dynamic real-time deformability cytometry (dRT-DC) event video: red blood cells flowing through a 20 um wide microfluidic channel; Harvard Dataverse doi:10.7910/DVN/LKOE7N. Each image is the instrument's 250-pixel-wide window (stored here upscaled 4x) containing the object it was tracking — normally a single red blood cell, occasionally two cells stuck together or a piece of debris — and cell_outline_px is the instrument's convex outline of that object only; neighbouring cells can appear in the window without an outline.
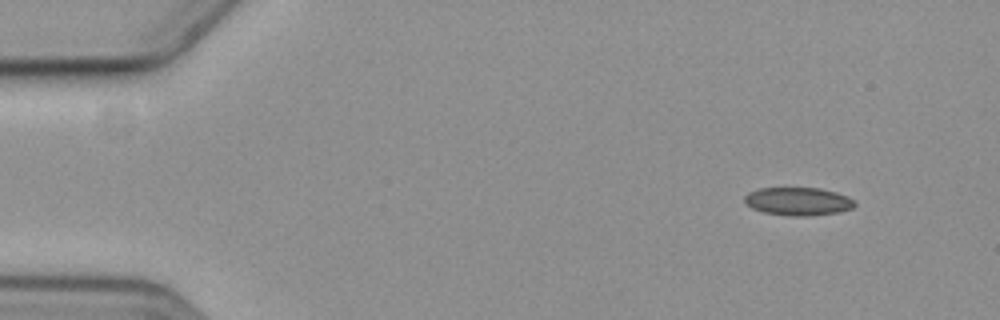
{"species": "common noctule bat (a hibernating species)", "species_latin": "Nyctalus noctula", "temperature_condition": "cold", "stored_images_in_passage": 5, "camera_frame_rate_fps": 3000, "um_per_image_px": 0.085, "animal": {"sex": "female", "body_mass_g": 19.3, "forearm_length_mm": 54.1}, "frame": {"image": 1, "passage_image": 1, "time_ms": 0.0, "image_size_px": [1000, 320], "cell_outline_px": [[856, 204], [852, 208], [836, 212], [808, 216], [792, 216], [764, 212], [752, 208], [744, 200], [744, 196], [748, 192], [760, 188], [820, 188], [836, 192], [848, 196]], "centroid_in_image_um": [67.83, 17.11], "position_along_channel_um": 17.2, "area_um2": 17.86}}
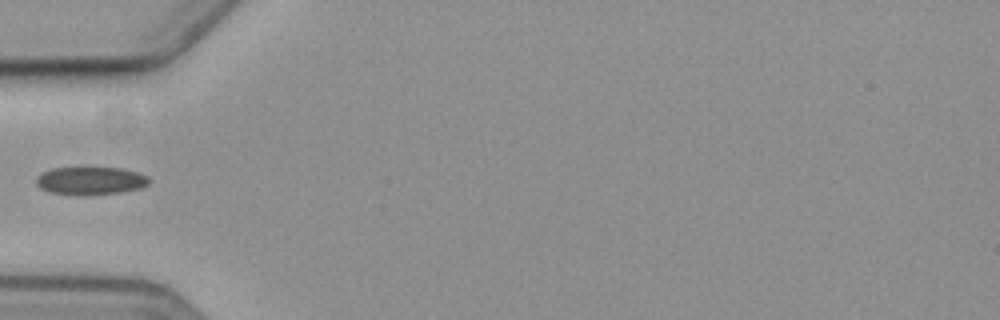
{"frame": {"image": 2, "passage_image": 4, "time_ms": 4.667, "image_size_px": [1000, 320], "cell_outline_px": [[152, 180], [148, 184], [140, 188], [120, 192], [84, 196], [76, 196], [52, 192], [40, 188], [36, 184], [36, 176], [52, 168], [120, 168], [136, 172], [148, 176]], "centroid_in_image_um": [7.7, 15.38], "position_along_channel_um": 77.3, "area_um2": 18.44}}
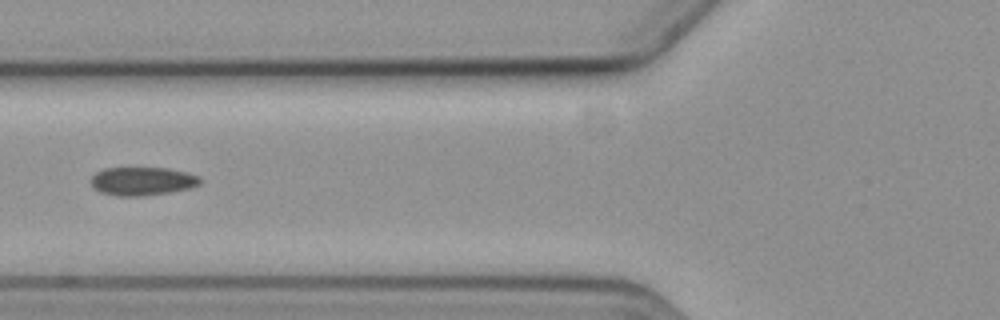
{"frame": {"image": 3, "passage_image": 5, "time_ms": 5.667, "image_size_px": [1000, 320], "cell_outline_px": [[204, 180], [200, 184], [192, 188], [168, 192], [140, 196], [116, 196], [100, 192], [92, 184], [92, 176], [96, 172], [104, 168], [168, 168], [200, 176]], "centroid_in_image_um": [12.14, 15.4], "position_along_channel_um": 113.7, "area_um2": 18.03}}